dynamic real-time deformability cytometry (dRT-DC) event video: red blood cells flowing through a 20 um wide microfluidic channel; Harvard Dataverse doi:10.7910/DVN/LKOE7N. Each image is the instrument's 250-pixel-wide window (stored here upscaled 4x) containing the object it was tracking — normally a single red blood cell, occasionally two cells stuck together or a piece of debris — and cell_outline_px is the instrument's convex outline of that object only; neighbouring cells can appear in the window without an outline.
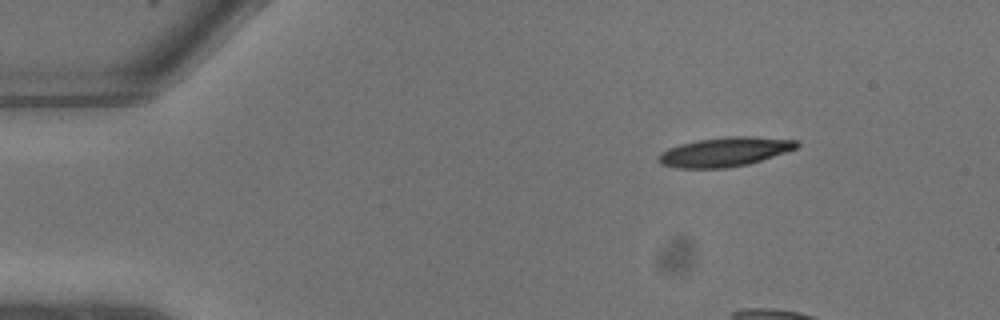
{"species": "common noctule bat (a hibernating species)", "species_latin": "Nyctalus noctula", "temperature_condition": "warm", "stored_images_in_passage": 4, "camera_frame_rate_fps": 3000, "um_per_image_px": 0.085, "animal": {"sex": "male", "body_mass_g": 13.3}, "frame": {"image": 1, "passage_image": 1, "time_ms": 0.0, "image_size_px": [1000, 320], "cell_outline_px": [[800, 144], [796, 148], [748, 164], [724, 168], [676, 168], [660, 164], [656, 160], [656, 156], [660, 152], [668, 148], [680, 144], [696, 140], [728, 136], [752, 136], [796, 140]], "centroid_in_image_um": [61.52, 12.9], "position_along_channel_um": 23.5, "area_um2": 23.58}}